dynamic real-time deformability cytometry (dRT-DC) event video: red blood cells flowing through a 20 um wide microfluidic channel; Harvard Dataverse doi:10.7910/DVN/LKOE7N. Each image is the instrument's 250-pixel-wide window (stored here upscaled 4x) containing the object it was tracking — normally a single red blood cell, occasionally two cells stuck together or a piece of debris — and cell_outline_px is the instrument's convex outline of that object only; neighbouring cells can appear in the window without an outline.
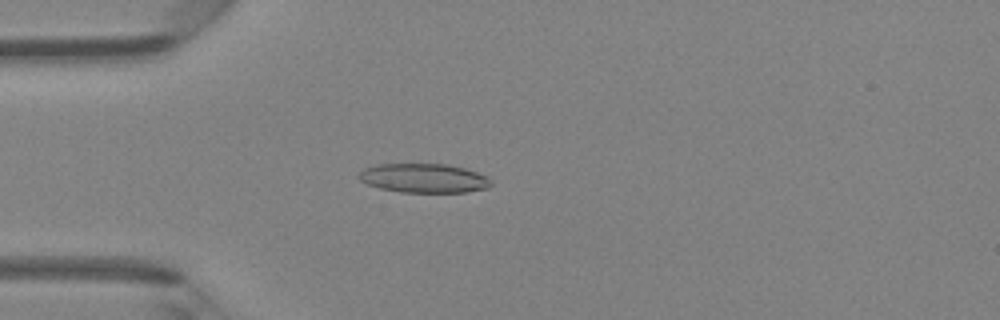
{"species": "Egyptian fruit bat (a non-hibernating species)", "species_latin": "Rousettus aegyptiacus", "temperature_condition": "room temperature", "stored_images_in_passage": 43, "camera_frame_rate_fps": 3000, "um_per_image_px": 0.085, "animal": {"sex": "female"}, "frame": {"image": 1, "passage_image": 9, "time_ms": 2.667, "image_size_px": [1000, 320], "cell_outline_px": [[492, 184], [488, 188], [468, 192], [400, 192], [380, 188], [368, 184], [360, 180], [360, 172], [364, 168], [376, 164], [444, 164], [464, 168], [476, 172], [492, 180]], "centroid_in_image_um": [36.04, 15.15], "position_along_channel_um": 49.0, "area_um2": 22.31}}
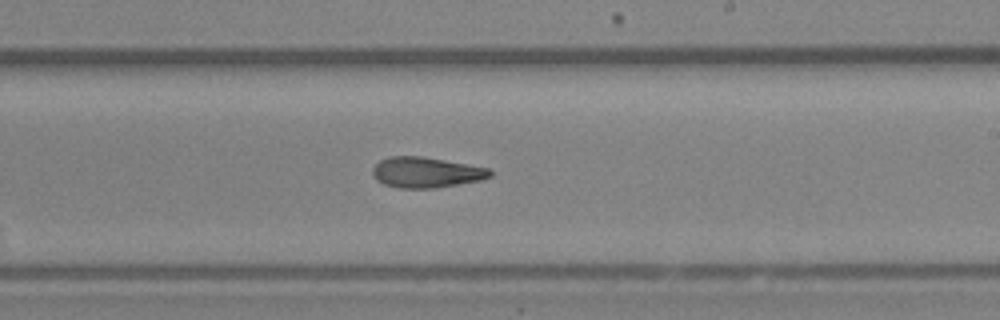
{"frame": {"image": 2, "passage_image": 24, "time_ms": 7.667, "image_size_px": [1000, 320], "cell_outline_px": [[492, 176], [480, 180], [432, 188], [400, 188], [384, 184], [376, 180], [372, 172], [372, 168], [380, 160], [388, 156], [420, 156], [492, 168]], "centroid_in_image_um": [36.22, 14.64], "position_along_channel_um": 252.8, "area_um2": 20.87}}
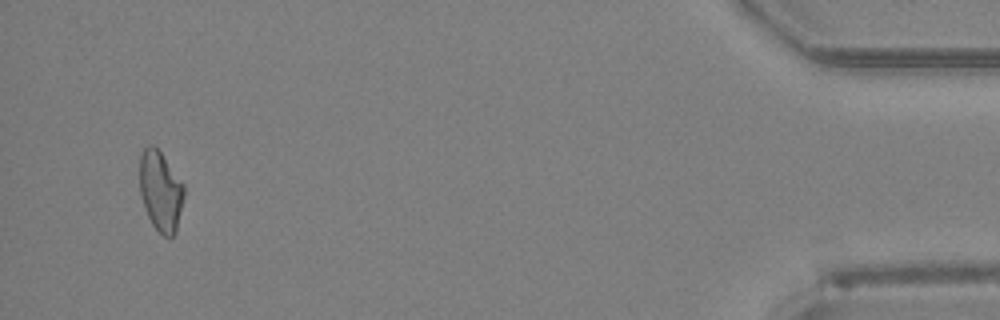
{"frame": {"image": 3, "passage_image": 41, "time_ms": 13.333, "image_size_px": [1000, 320], "cell_outline_px": [[184, 196], [176, 232], [172, 236], [164, 236], [152, 224], [148, 216], [140, 192], [140, 152], [148, 144], [152, 144], [160, 152], [184, 184]], "centroid_in_image_um": [13.65, 16.22], "position_along_channel_um": 421.6, "area_um2": 20.46}, "authors_computed_cell_mechanics": {"area_um2": 21.2704, "velocity_mm_per_s": 4.3518, "shape_relaxation_time_tau1_ms": null, "shape_relaxation_time_tau2_ms": 4.7756, "deformation_change_tau1": null, "deformation_change_tau2": 0.1442}}